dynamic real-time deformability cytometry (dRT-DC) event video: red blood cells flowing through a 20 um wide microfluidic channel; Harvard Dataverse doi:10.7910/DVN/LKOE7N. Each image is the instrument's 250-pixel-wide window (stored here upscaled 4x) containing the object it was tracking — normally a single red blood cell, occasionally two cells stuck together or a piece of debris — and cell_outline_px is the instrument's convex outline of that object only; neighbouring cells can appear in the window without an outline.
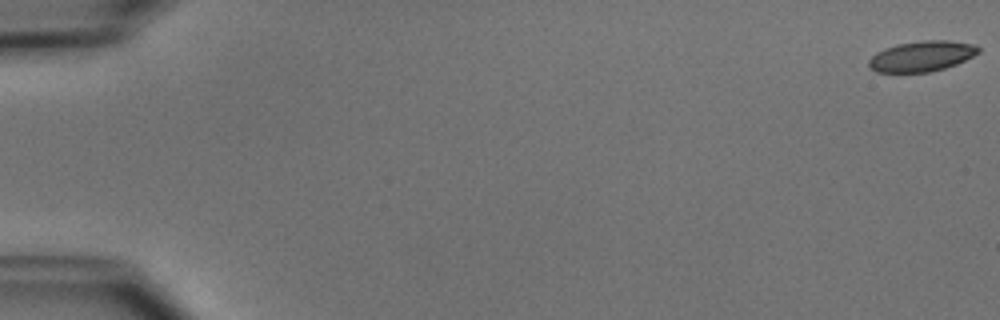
{"species": "common noctule bat (a hibernating species)", "species_latin": "Nyctalus noctula", "temperature_condition": "cold", "stored_images_in_passage": 53, "camera_frame_rate_fps": 3000, "um_per_image_px": 0.085, "animal": {"sex": "male", "body_mass_g": 15.6}, "frame": {"image": 1, "passage_image": 1, "time_ms": 0.0, "image_size_px": [1000, 320], "cell_outline_px": [[980, 52], [956, 64], [944, 68], [928, 72], [876, 72], [868, 68], [868, 60], [876, 52], [884, 48], [896, 44], [924, 40], [948, 40], [976, 44], [980, 48]], "centroid_in_image_um": [78.33, 4.77], "position_along_channel_um": 6.7, "area_um2": 19.59}}
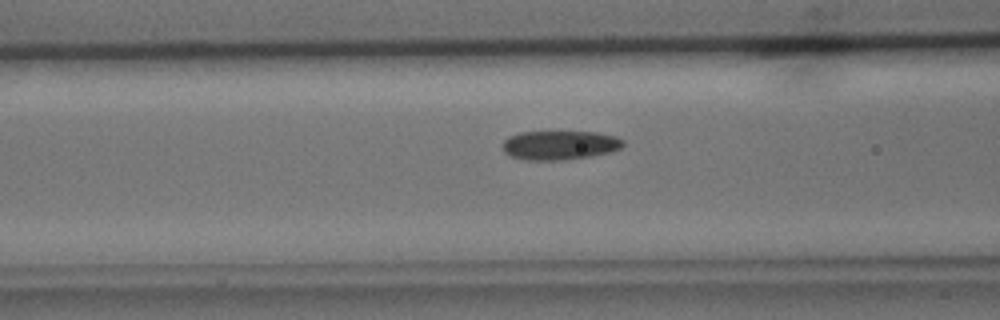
{"frame": {"image": 2, "passage_image": 22, "time_ms": 7.0, "image_size_px": [1000, 320], "cell_outline_px": [[624, 144], [620, 148], [612, 152], [592, 156], [564, 160], [528, 160], [512, 156], [504, 152], [504, 140], [508, 136], [520, 132], [596, 132], [616, 136], [624, 140]], "centroid_in_image_um": [47.61, 12.34], "position_along_channel_um": 119.0, "area_um2": 20.46}}
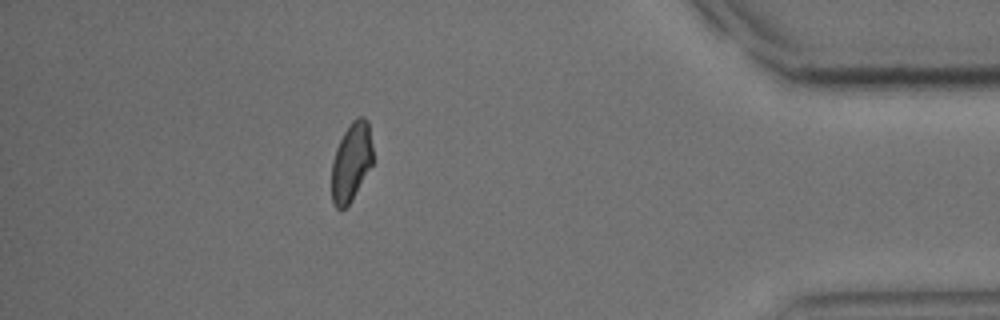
{"frame": {"image": 3, "passage_image": 47, "time_ms": 15.333, "image_size_px": [1000, 320], "cell_outline_px": [[372, 164], [352, 200], [344, 208], [336, 208], [332, 204], [332, 160], [336, 148], [344, 132], [352, 120], [356, 116], [364, 116], [368, 120], [372, 144]], "centroid_in_image_um": [29.86, 13.74], "position_along_channel_um": 405.3, "area_um2": 18.9}, "authors_computed_cell_mechanics": {"area_um2": 20.1144, "velocity_mm_per_s": 3.9129, "shape_relaxation_time_tau1_ms": 4.0169, "shape_relaxation_time_tau2_ms": 4.8453, "deformation_change_tau1": 0.1051, "deformation_change_tau2": 0.1037}}